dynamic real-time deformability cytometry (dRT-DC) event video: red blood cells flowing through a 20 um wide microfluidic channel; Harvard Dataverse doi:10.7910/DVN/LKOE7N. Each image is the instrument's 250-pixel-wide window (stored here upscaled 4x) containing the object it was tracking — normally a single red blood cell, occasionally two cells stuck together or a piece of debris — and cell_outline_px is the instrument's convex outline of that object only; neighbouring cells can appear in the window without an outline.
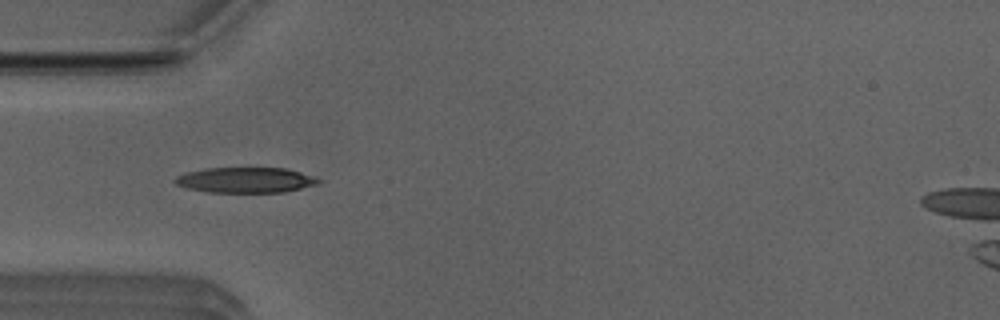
{"species": "Egyptian fruit bat (a non-hibernating species)", "species_latin": "Rousettus aegyptiacus", "temperature_condition": "room temperature", "stored_images_in_passage": 39, "camera_frame_rate_fps": 3000, "um_per_image_px": 0.085, "animal": {"sex": "male"}, "frame": {"image": 1, "passage_image": 3, "time_ms": 0.667, "image_size_px": [1000, 320], "cell_outline_px": [[324, 180], [320, 184], [284, 192], [208, 192], [188, 188], [176, 184], [172, 180], [176, 176], [184, 172], [208, 168], [288, 168]], "centroid_in_image_um": [20.89, 15.3], "position_along_channel_um": 64.1, "area_um2": 21.39}}
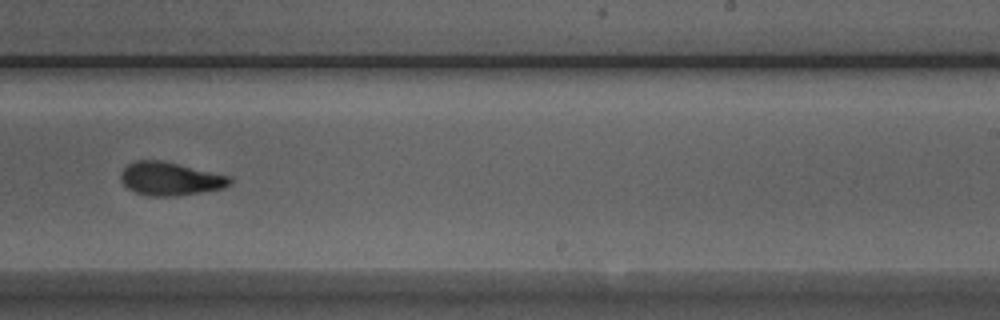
{"frame": {"image": 2, "passage_image": 19, "time_ms": 6.0, "image_size_px": [1000, 320], "cell_outline_px": [[236, 180], [232, 184], [224, 188], [176, 196], [148, 196], [136, 192], [128, 188], [120, 180], [120, 172], [128, 164], [136, 160], [160, 160], [232, 176]], "centroid_in_image_um": [14.51, 15.19], "position_along_channel_um": 274.5, "area_um2": 21.33}}
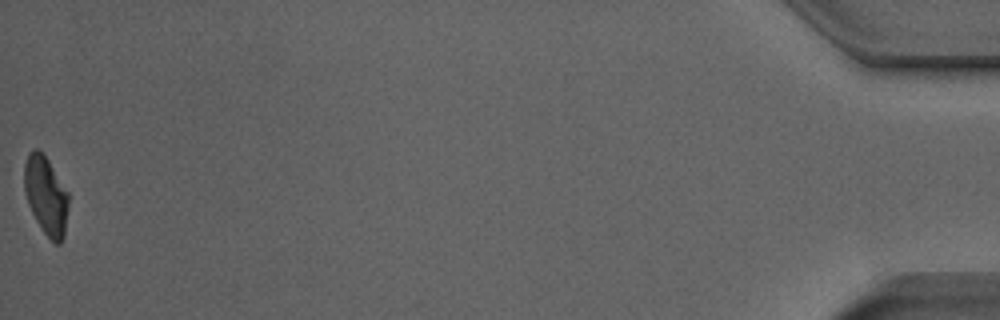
{"frame": {"image": 3, "passage_image": 39, "time_ms": 12.667, "image_size_px": [1000, 320], "cell_outline_px": [[68, 208], [64, 236], [60, 244], [56, 244], [44, 232], [36, 220], [28, 204], [24, 192], [24, 164], [28, 152], [36, 148], [48, 160], [68, 192]], "centroid_in_image_um": [3.89, 16.61], "position_along_channel_um": 431.3, "area_um2": 20.06}, "authors_computed_cell_mechanics": {"area_um2": 21.097, "velocity_mm_per_s": 3.9493, "shape_relaxation_time_tau1_ms": 5.7235, "shape_relaxation_time_tau2_ms": 2.5663, "deformation_change_tau1": 0.1931, "deformation_change_tau2": 0.0899}}